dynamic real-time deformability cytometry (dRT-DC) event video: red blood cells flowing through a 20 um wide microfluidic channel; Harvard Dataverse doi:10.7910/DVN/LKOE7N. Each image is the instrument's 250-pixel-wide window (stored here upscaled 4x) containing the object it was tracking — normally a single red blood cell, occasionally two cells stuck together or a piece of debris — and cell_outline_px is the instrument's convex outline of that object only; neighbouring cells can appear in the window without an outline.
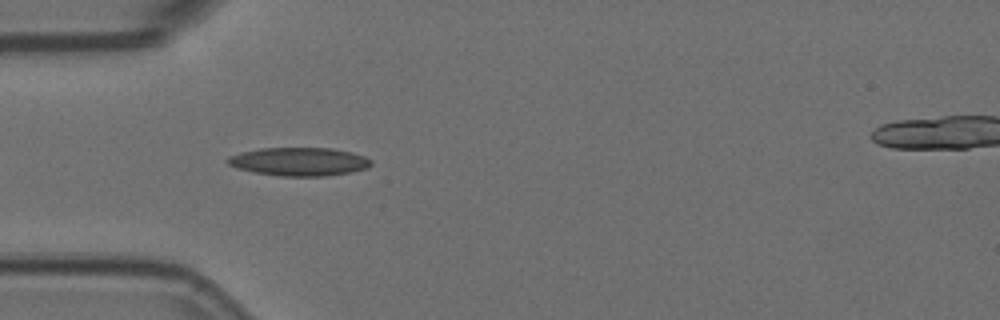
{"species": "Egyptian fruit bat (a non-hibernating species)", "species_latin": "Rousettus aegyptiacus", "temperature_condition": "room temperature", "stored_images_in_passage": 10, "camera_frame_rate_fps": 3000, "um_per_image_px": 0.085, "animal": {"sex": "female"}, "frame": {"image": 1, "passage_image": 4, "time_ms": 1.0, "image_size_px": [1000, 320], "cell_outline_px": [[372, 164], [368, 168], [348, 172], [324, 176], [280, 176], [256, 172], [236, 168], [228, 164], [224, 160], [228, 156], [240, 152], [260, 148], [332, 148], [352, 152], [364, 156], [372, 160]], "centroid_in_image_um": [25.4, 13.73], "position_along_channel_um": 59.6, "area_um2": 23.76}}
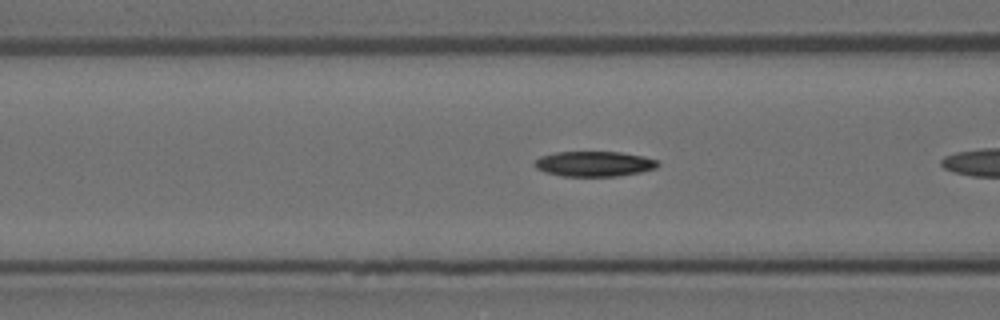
{"frame": {"image": 2, "passage_image": 6, "time_ms": 1.667, "image_size_px": [1000, 320], "cell_outline_px": [[660, 164], [656, 168], [640, 172], [616, 176], [560, 176], [544, 172], [536, 168], [532, 164], [540, 156], [556, 152], [620, 152], [644, 156], [660, 160]], "centroid_in_image_um": [50.51, 13.92], "position_along_channel_um": 116.1, "area_um2": 18.26}}